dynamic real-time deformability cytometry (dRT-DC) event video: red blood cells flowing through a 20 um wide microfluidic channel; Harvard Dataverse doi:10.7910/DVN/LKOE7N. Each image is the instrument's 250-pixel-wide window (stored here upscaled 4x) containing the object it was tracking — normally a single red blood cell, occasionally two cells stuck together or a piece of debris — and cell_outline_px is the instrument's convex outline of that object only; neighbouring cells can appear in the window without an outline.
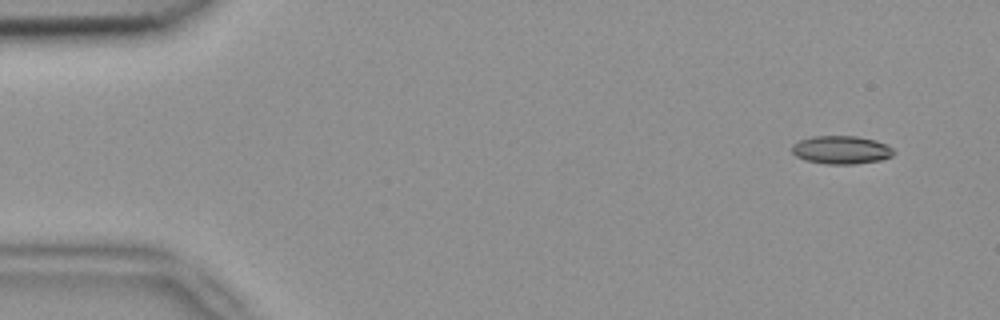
{"species": "common noctule bat (a hibernating species)", "species_latin": "Nyctalus noctula", "temperature_condition": "room temperature", "stored_images_in_passage": 4, "camera_frame_rate_fps": 3000, "um_per_image_px": 0.085, "animal": {"sex": "female", "body_mass_g": 18.4}, "frame": {"image": 1, "passage_image": 1, "time_ms": 0.0, "image_size_px": [1000, 320], "cell_outline_px": [[896, 152], [892, 156], [880, 160], [856, 164], [828, 164], [804, 160], [796, 156], [792, 152], [792, 144], [800, 140], [812, 136], [856, 136], [876, 140], [888, 144]], "centroid_in_image_um": [71.52, 12.74], "position_along_channel_um": 13.5, "area_um2": 16.88}}